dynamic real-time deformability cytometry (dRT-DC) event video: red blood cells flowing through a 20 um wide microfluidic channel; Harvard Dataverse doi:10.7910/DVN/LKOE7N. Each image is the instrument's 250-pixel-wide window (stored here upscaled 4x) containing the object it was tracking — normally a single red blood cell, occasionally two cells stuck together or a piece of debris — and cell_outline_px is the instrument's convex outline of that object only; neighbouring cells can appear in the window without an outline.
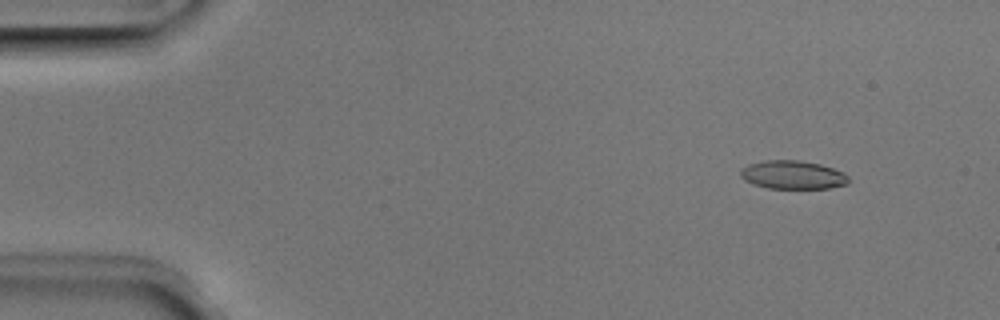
{"species": "Egyptian fruit bat (a non-hibernating species)", "species_latin": "Rousettus aegyptiacus", "temperature_condition": "room temperature", "stored_images_in_passage": 38, "camera_frame_rate_fps": 3000, "um_per_image_px": 0.085, "animal": {"sex": "male"}, "frame": {"image": 1, "passage_image": 5, "time_ms": 1.333, "image_size_px": [1000, 320], "cell_outline_px": [[848, 184], [828, 188], [768, 188], [744, 180], [740, 176], [740, 168], [748, 164], [764, 160], [796, 160], [820, 164], [844, 172], [848, 176]], "centroid_in_image_um": [67.37, 14.85], "position_along_channel_um": 17.6, "area_um2": 17.86}}
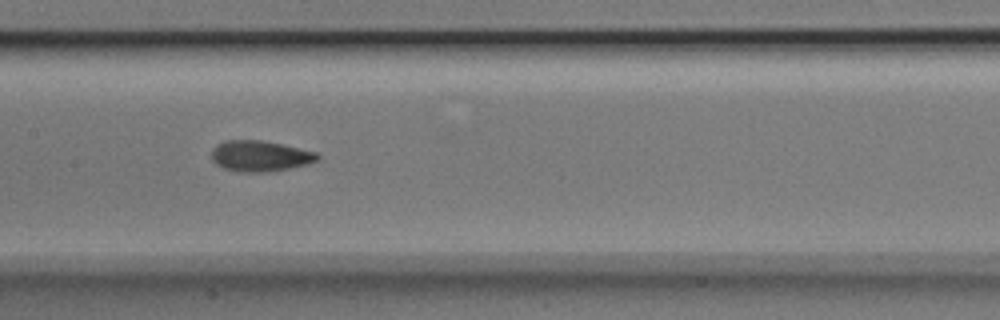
{"frame": {"image": 2, "passage_image": 25, "time_ms": 8.0, "image_size_px": [1000, 320], "cell_outline_px": [[320, 156], [316, 160], [308, 164], [268, 172], [240, 172], [224, 168], [216, 164], [212, 160], [212, 148], [216, 144], [228, 140], [260, 140], [280, 144], [316, 152]], "centroid_in_image_um": [22.07, 13.26], "position_along_channel_um": 185.3, "area_um2": 18.84}}
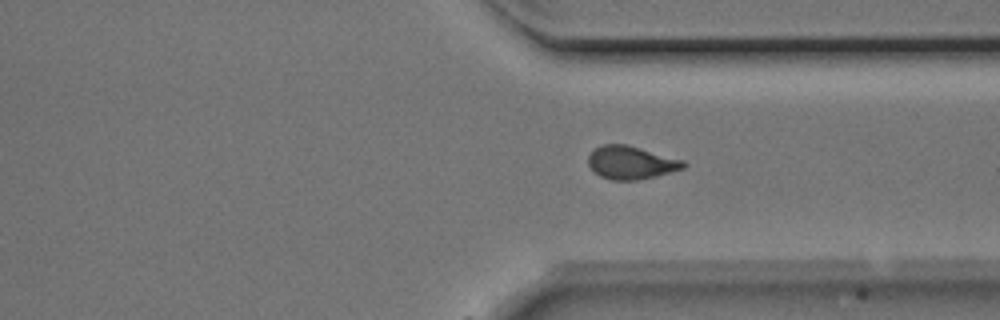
{"frame": {"image": 3, "passage_image": 38, "time_ms": 12.333, "image_size_px": [1000, 320], "cell_outline_px": [[688, 164], [684, 168], [656, 176], [636, 180], [612, 180], [600, 176], [588, 164], [588, 156], [596, 148], [604, 144], [628, 144], [684, 160]], "centroid_in_image_um": [53.67, 13.81], "position_along_channel_um": 357.7, "area_um2": 18.32}}